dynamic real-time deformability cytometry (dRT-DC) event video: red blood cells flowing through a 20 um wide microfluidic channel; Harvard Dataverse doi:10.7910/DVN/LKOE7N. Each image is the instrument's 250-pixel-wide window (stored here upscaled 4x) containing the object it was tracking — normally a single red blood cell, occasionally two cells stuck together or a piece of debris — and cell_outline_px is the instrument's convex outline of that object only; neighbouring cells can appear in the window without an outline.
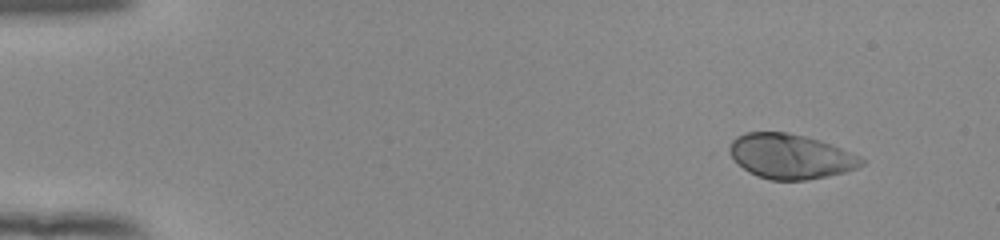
{"species": "human", "species_latin": "Homo sapiens", "temperature_condition": "room temperature", "stored_images_in_passage": 49, "camera_frame_rate_fps": 3000, "um_per_image_px": 0.085, "donor": {"sex": "female"}, "frame": {"image": 1, "passage_image": 1, "time_ms": 0.0, "image_size_px": [1000, 240], "cell_outline_px": [[864, 164], [856, 168], [844, 172], [804, 180], [772, 180], [756, 176], [748, 172], [732, 156], [728, 148], [732, 140], [736, 136], [744, 132], [788, 132], [820, 140], [860, 156], [864, 160]], "centroid_in_image_um": [67.17, 13.28], "position_along_channel_um": 17.8, "area_um2": 34.16}}
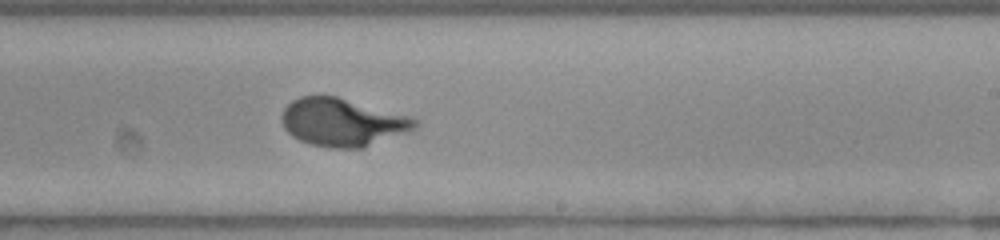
{"frame": {"image": 2, "passage_image": 29, "time_ms": 9.333, "image_size_px": [1000, 240], "cell_outline_px": [[420, 124], [416, 128], [364, 148], [328, 148], [308, 144], [292, 136], [284, 128], [280, 120], [280, 116], [284, 108], [292, 100], [300, 96], [336, 96], [408, 116], [420, 120]], "centroid_in_image_um": [29.07, 10.4], "position_along_channel_um": 259.9, "area_um2": 37.22}}
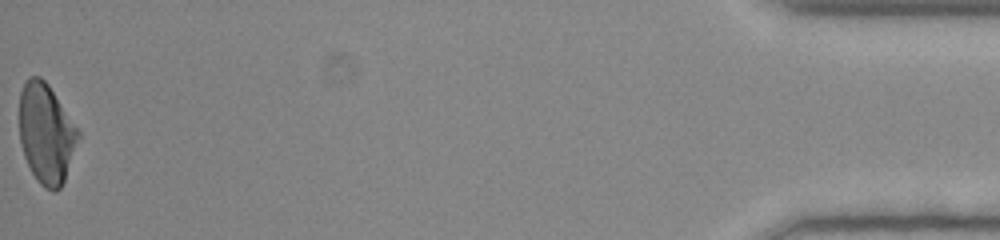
{"frame": {"image": 3, "passage_image": 49, "time_ms": 16.0, "image_size_px": [1000, 240], "cell_outline_px": [[80, 136], [64, 180], [60, 188], [56, 192], [52, 192], [44, 188], [36, 180], [24, 156], [20, 144], [20, 92], [28, 76], [40, 76], [48, 84], [80, 132]], "centroid_in_image_um": [3.92, 11.36], "position_along_channel_um": 431.3, "area_um2": 34.1}, "authors_computed_cell_mechanics": {"area_um2": 34.5066, "velocity_mm_per_s": 3.9156, "shape_relaxation_time_tau1_ms": 3.1423, "shape_relaxation_time_tau2_ms": null, "deformation_change_tau1": 0.196, "deformation_change_tau2": null}}